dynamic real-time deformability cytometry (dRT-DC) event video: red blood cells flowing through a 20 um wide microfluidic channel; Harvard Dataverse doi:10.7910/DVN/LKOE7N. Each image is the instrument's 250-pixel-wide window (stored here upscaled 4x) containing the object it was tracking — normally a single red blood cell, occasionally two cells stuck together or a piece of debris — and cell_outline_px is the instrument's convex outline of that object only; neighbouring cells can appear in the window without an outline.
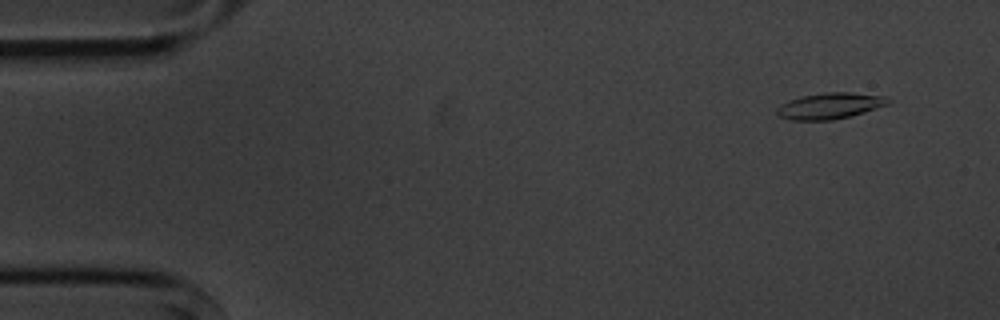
{"species": "common noctule bat (a hibernating species)", "species_latin": "Nyctalus noctula", "temperature_condition": "cold", "stored_images_in_passage": 4, "camera_frame_rate_fps": 3000, "um_per_image_px": 0.085, "animal": {"sex": "male", "body_mass_g": 20.1, "forearm_length_mm": 53.5}, "frame": {"image": 1, "passage_image": 1, "time_ms": 0.0, "image_size_px": [1000, 320], "cell_outline_px": [[892, 100], [888, 104], [864, 112], [832, 120], [792, 120], [780, 116], [776, 112], [776, 108], [780, 104], [788, 100], [800, 96], [824, 92], [848, 92], [884, 96]], "centroid_in_image_um": [70.51, 8.99], "position_along_channel_um": 14.5, "area_um2": 16.88}}